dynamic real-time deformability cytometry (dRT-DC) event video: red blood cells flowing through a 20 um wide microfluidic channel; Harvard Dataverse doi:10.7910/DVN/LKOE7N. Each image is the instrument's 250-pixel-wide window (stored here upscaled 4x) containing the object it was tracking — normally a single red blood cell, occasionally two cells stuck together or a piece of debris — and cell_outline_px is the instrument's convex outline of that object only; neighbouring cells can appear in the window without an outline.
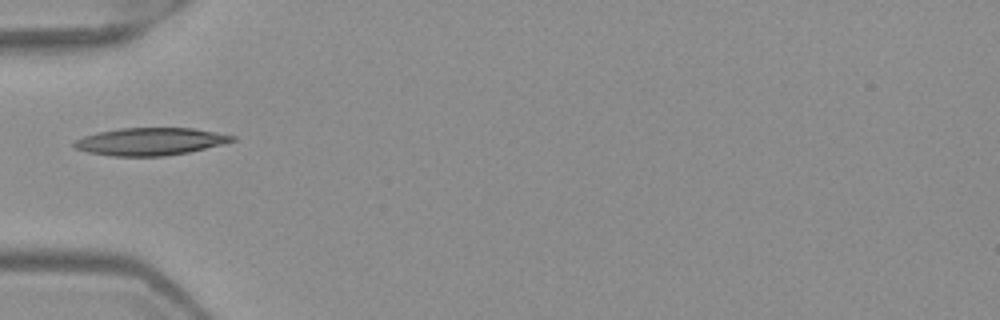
{"species": "Egyptian fruit bat (a non-hibernating species)", "species_latin": "Rousettus aegyptiacus", "temperature_condition": "warm", "stored_images_in_passage": 5, "camera_frame_rate_fps": 3000, "um_per_image_px": 0.085, "frame": {"image": 1, "passage_image": 5, "time_ms": 1.333, "image_size_px": [1000, 320], "cell_outline_px": [[236, 140], [188, 152], [164, 156], [112, 156], [88, 152], [76, 148], [72, 144], [76, 140], [84, 136], [100, 132], [120, 128], [196, 128], [236, 136]], "centroid_in_image_um": [12.78, 12.02], "position_along_channel_um": 72.2, "area_um2": 25.09}}